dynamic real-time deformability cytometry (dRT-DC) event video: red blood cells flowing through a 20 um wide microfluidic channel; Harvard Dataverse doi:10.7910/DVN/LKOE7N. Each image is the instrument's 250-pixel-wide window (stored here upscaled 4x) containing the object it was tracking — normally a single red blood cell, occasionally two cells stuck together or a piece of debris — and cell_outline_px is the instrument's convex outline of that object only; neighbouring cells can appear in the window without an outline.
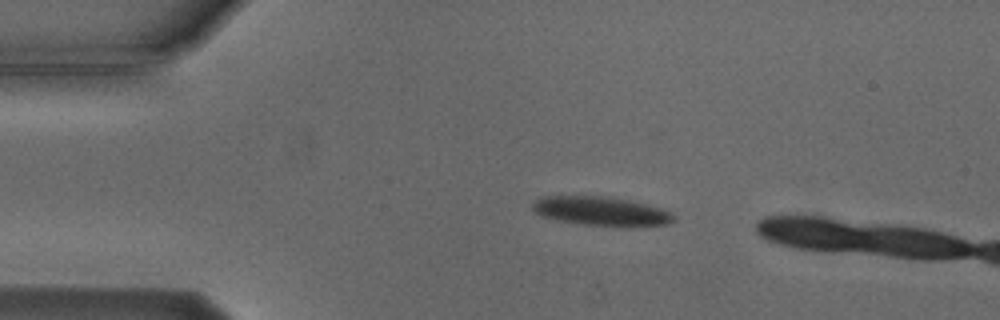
{"species": "Egyptian fruit bat (a non-hibernating species)", "species_latin": "Rousettus aegyptiacus", "temperature_condition": "cold", "stored_images_in_passage": 3, "camera_frame_rate_fps": 3000, "um_per_image_px": 0.085, "animal": {"sex": "male"}, "frame": {"image": 1, "passage_image": 1, "time_ms": 0.0, "image_size_px": [1000, 320], "cell_outline_px": [[676, 220], [668, 224], [584, 224], [556, 220], [544, 216], [536, 212], [532, 208], [532, 204], [540, 196], [612, 196], [660, 208], [672, 212], [676, 216]], "centroid_in_image_um": [51.05, 17.9], "position_along_channel_um": 33.9, "area_um2": 23.06}}